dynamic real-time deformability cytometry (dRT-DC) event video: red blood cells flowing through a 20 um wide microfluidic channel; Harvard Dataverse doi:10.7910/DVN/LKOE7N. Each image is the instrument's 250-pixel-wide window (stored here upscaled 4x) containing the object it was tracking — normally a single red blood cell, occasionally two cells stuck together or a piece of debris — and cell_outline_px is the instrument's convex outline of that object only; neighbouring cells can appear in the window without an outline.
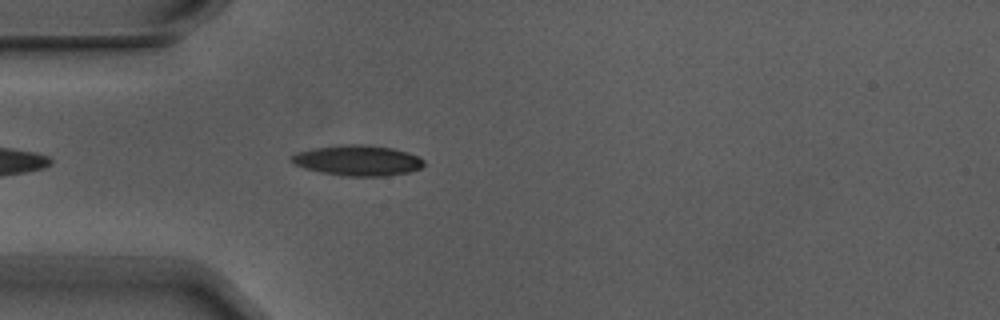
{"species": "Egyptian fruit bat (a non-hibernating species)", "species_latin": "Rousettus aegyptiacus", "temperature_condition": "warm", "stored_images_in_passage": 4, "camera_frame_rate_fps": 3000, "um_per_image_px": 0.085, "animal": {"sex": "male"}, "frame": {"image": 1, "passage_image": 4, "time_ms": 1.0, "image_size_px": [1000, 320], "cell_outline_px": [[424, 164], [420, 168], [412, 172], [388, 176], [344, 176], [320, 172], [304, 168], [288, 160], [288, 156], [296, 152], [312, 148], [340, 144], [364, 144], [392, 148], [408, 152], [420, 156], [424, 160]], "centroid_in_image_um": [30.39, 13.63], "position_along_channel_um": 54.6, "area_um2": 23.99}}